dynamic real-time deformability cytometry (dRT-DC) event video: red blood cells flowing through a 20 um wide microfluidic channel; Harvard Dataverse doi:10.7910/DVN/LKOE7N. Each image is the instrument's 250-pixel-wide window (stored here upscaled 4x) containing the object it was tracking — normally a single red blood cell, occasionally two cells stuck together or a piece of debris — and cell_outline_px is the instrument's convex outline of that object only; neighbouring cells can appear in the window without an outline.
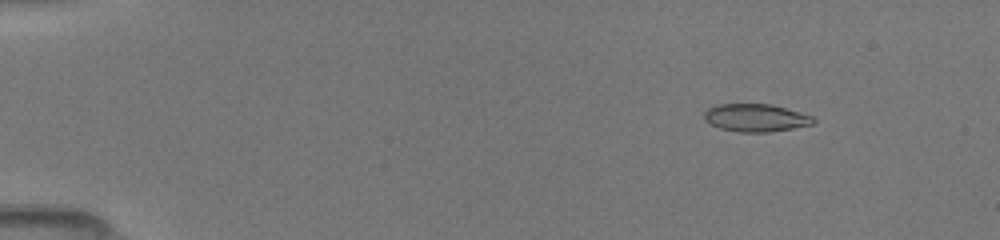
{"species": "common noctule bat (a hibernating species)", "species_latin": "Nyctalus noctula", "temperature_condition": "room temperature", "stored_images_in_passage": 17, "camera_frame_rate_fps": 3000, "um_per_image_px": 0.085, "animal": {"sex": "female", "body_mass_g": 19.5, "forearm_length_mm": 54.1}, "frame": {"image": 1, "passage_image": 6, "time_ms": 2.0, "image_size_px": [1000, 240], "cell_outline_px": [[816, 120], [812, 124], [792, 128], [768, 132], [736, 132], [720, 128], [704, 120], [704, 112], [708, 108], [716, 104], [772, 104], [800, 112], [812, 116]], "centroid_in_image_um": [64.22, 10.0], "position_along_channel_um": 20.8, "area_um2": 17.63}}
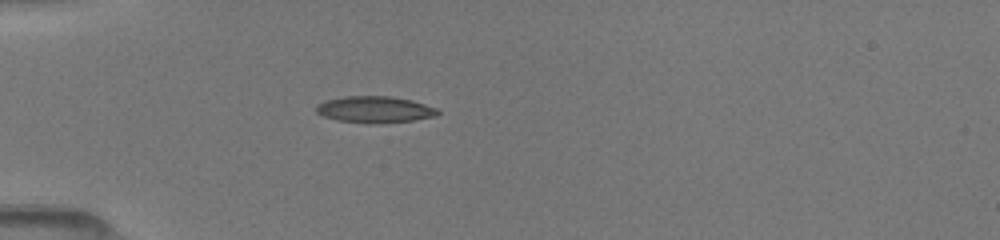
{"frame": {"image": 2, "passage_image": 13, "time_ms": 5.0, "image_size_px": [1000, 240], "cell_outline_px": [[440, 112], [436, 116], [412, 120], [336, 120], [324, 116], [316, 112], [316, 104], [324, 100], [344, 96], [392, 96], [412, 100], [436, 108]], "centroid_in_image_um": [31.82, 9.24], "position_along_channel_um": 53.2, "area_um2": 17.74}}
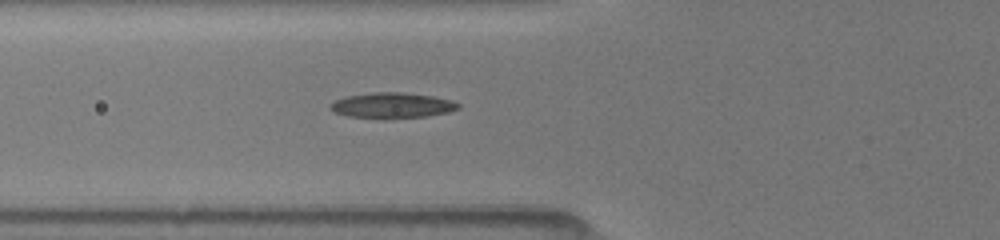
{"frame": {"image": 3, "passage_image": 17, "time_ms": 6.333, "image_size_px": [1000, 240], "cell_outline_px": [[460, 108], [448, 112], [428, 116], [348, 116], [332, 112], [328, 108], [328, 104], [344, 96], [372, 92], [400, 92], [432, 96], [452, 100], [460, 104]], "centroid_in_image_um": [33.3, 8.92], "position_along_channel_um": 92.5, "area_um2": 18.44}}